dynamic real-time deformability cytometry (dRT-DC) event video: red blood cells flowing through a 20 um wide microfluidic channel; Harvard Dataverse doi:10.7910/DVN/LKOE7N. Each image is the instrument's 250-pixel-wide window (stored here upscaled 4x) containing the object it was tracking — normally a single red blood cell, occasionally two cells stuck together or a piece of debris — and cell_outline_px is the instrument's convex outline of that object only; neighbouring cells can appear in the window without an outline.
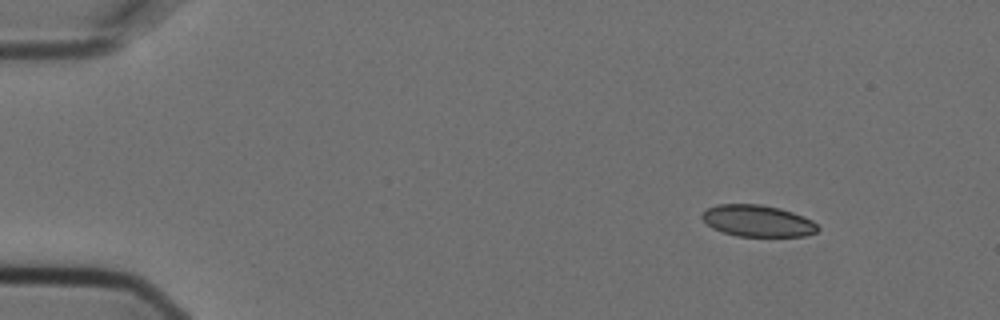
{"species": "Egyptian fruit bat (a non-hibernating species)", "species_latin": "Rousettus aegyptiacus", "temperature_condition": "cold", "stored_images_in_passage": 5, "segment_of_instrument_passage": [1, 2], "camera_frame_rate_fps": 3000, "um_per_image_px": 0.085, "animal": {"sex": "female"}, "frame": {"image": 1, "passage_image": 1, "time_ms": 0.0, "image_size_px": [1000, 320], "cell_outline_px": [[820, 228], [816, 232], [804, 236], [736, 236], [712, 228], [700, 216], [708, 208], [716, 204], [760, 204], [780, 208], [792, 212], [812, 220]], "centroid_in_image_um": [64.4, 18.77], "position_along_channel_um": 20.6, "area_um2": 21.21}}
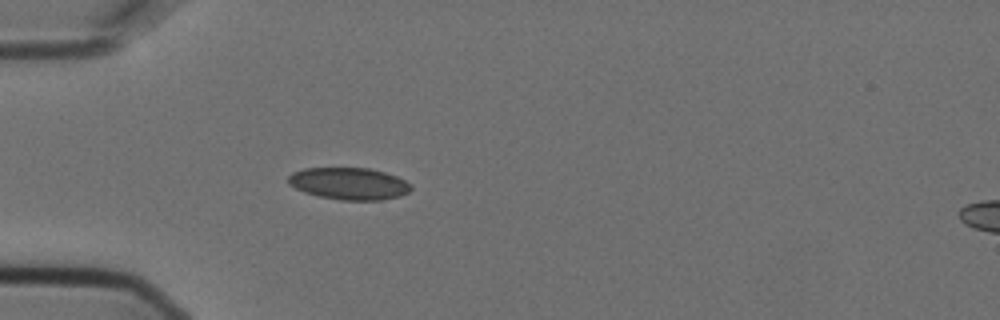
{"frame": {"image": 2, "passage_image": 4, "time_ms": 1.0, "image_size_px": [1000, 320], "cell_outline_px": [[412, 188], [408, 192], [400, 196], [380, 200], [340, 200], [320, 196], [304, 192], [288, 184], [288, 176], [292, 172], [304, 168], [368, 168], [384, 172], [396, 176], [404, 180]], "centroid_in_image_um": [29.64, 15.6], "position_along_channel_um": 55.4, "area_um2": 22.77}}